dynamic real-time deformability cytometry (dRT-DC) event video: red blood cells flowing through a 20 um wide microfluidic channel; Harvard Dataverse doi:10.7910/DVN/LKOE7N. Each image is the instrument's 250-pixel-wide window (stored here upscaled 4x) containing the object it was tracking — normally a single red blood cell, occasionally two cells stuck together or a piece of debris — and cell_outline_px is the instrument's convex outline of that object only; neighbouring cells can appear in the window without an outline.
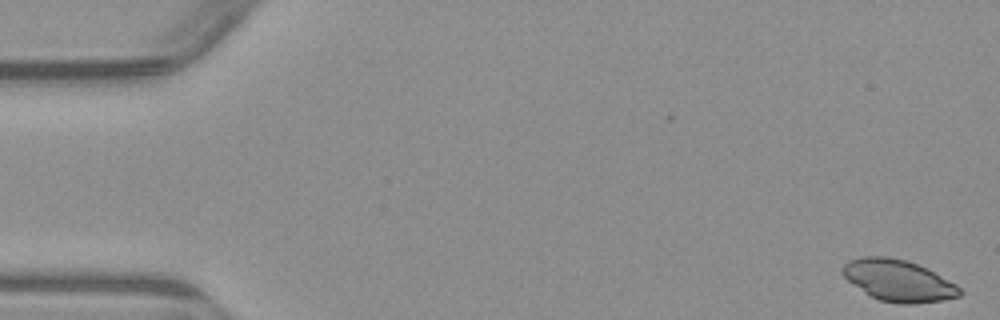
{"species": "common noctule bat (a hibernating species)", "species_latin": "Nyctalus noctula", "temperature_condition": "warm", "stored_images_in_passage": 5, "camera_frame_rate_fps": 3000, "um_per_image_px": 0.085, "animal": {"sex": "male", "body_mass_g": 23.1, "forearm_length_mm": 52.7}, "frame": {"image": 1, "passage_image": 1, "time_ms": 0.0, "image_size_px": [1000, 320], "cell_outline_px": [[964, 292], [960, 296], [944, 300], [916, 304], [900, 304], [880, 300], [872, 296], [848, 280], [840, 272], [840, 268], [848, 260], [860, 256], [884, 256], [904, 260], [928, 268], [956, 284]], "centroid_in_image_um": [76.38, 23.84], "position_along_channel_um": 8.6, "area_um2": 28.38}}